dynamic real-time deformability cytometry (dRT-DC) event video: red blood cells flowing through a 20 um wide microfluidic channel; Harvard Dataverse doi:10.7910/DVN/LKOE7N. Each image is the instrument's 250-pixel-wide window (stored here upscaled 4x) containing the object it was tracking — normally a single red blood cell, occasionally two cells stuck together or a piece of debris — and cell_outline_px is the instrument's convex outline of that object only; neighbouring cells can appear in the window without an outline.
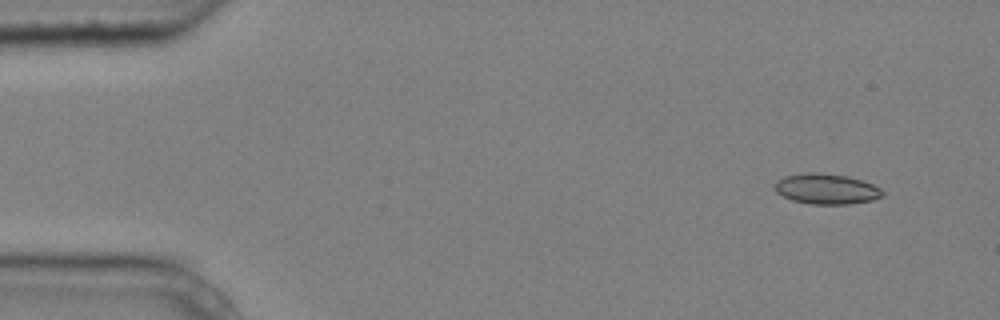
{"species": "common noctule bat (a hibernating species)", "species_latin": "Nyctalus noctula", "temperature_condition": "cold", "stored_images_in_passage": 4, "segment_of_instrument_passage": [2, 2], "camera_frame_rate_fps": 3000, "um_per_image_px": 0.085, "animal": {"sex": "male", "body_mass_g": 20.4}, "frame": {"image": 1, "passage_image": 4, "time_ms": 1.0, "image_size_px": [1000, 320], "cell_outline_px": [[884, 196], [872, 200], [848, 204], [812, 204], [792, 200], [776, 192], [776, 180], [784, 176], [804, 172], [816, 172], [848, 176], [872, 184], [880, 188], [884, 192]], "centroid_in_image_um": [70.25, 16.05], "position_along_channel_um": 14.8, "area_um2": 19.07}}